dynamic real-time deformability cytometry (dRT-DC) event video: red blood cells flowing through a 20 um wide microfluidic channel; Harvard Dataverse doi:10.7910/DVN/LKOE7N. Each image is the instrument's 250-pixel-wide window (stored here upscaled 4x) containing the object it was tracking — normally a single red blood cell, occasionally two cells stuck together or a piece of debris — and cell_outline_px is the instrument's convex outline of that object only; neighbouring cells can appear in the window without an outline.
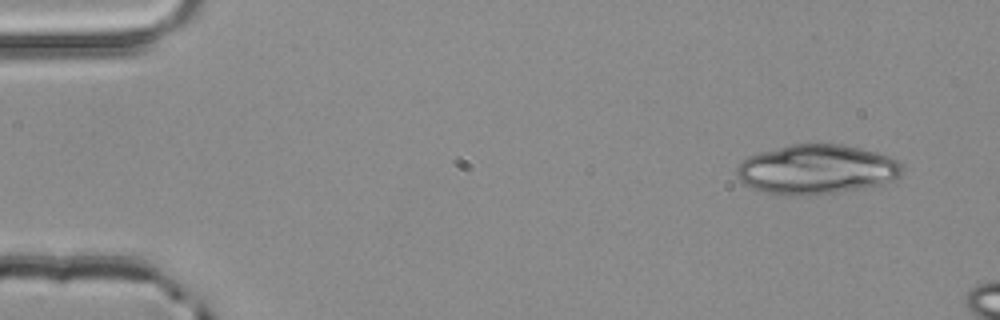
{"species": "common noctule bat (a hibernating species)", "species_latin": "Nyctalus noctula", "temperature_condition": "room temperature", "stored_images_in_passage": 3, "camera_frame_rate_fps": 3000, "um_per_image_px": 0.085, "animal": {"sex": "male", "body_mass_g": 20.4}, "frame": {"image": 1, "passage_image": 1, "time_ms": 0.0, "image_size_px": [1000, 320], "cell_outline_px": [[900, 176], [884, 184], [864, 188], [840, 192], [808, 196], [784, 196], [764, 192], [752, 188], [744, 184], [736, 176], [736, 168], [748, 156], [760, 152], [792, 144], [840, 144], [860, 148], [876, 152], [888, 156], [896, 160], [900, 164]], "centroid_in_image_um": [69.38, 14.42], "position_along_channel_um": 15.6, "area_um2": 47.97}}